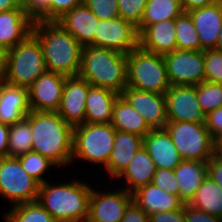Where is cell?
<instances>
[{"label":"cell","instance_id":"6da1fadb","mask_svg":"<svg viewBox=\"0 0 222 222\" xmlns=\"http://www.w3.org/2000/svg\"><path fill=\"white\" fill-rule=\"evenodd\" d=\"M30 122L32 151L48 158L56 166L72 164L74 126L57 112L31 110L25 117Z\"/></svg>","mask_w":222,"mask_h":222},{"label":"cell","instance_id":"7a4b0ae2","mask_svg":"<svg viewBox=\"0 0 222 222\" xmlns=\"http://www.w3.org/2000/svg\"><path fill=\"white\" fill-rule=\"evenodd\" d=\"M32 34L39 40L48 71L66 77L79 75L83 46L58 22H35Z\"/></svg>","mask_w":222,"mask_h":222},{"label":"cell","instance_id":"3957f363","mask_svg":"<svg viewBox=\"0 0 222 222\" xmlns=\"http://www.w3.org/2000/svg\"><path fill=\"white\" fill-rule=\"evenodd\" d=\"M92 189L81 180L58 185L46 181L39 186L37 201L57 222H87Z\"/></svg>","mask_w":222,"mask_h":222},{"label":"cell","instance_id":"277c9868","mask_svg":"<svg viewBox=\"0 0 222 222\" xmlns=\"http://www.w3.org/2000/svg\"><path fill=\"white\" fill-rule=\"evenodd\" d=\"M127 54L108 48L83 46L79 77L90 85L121 94L127 87Z\"/></svg>","mask_w":222,"mask_h":222},{"label":"cell","instance_id":"5b68a950","mask_svg":"<svg viewBox=\"0 0 222 222\" xmlns=\"http://www.w3.org/2000/svg\"><path fill=\"white\" fill-rule=\"evenodd\" d=\"M39 40L31 33L8 51L6 70L1 80L7 84L29 88L46 71Z\"/></svg>","mask_w":222,"mask_h":222},{"label":"cell","instance_id":"8992f818","mask_svg":"<svg viewBox=\"0 0 222 222\" xmlns=\"http://www.w3.org/2000/svg\"><path fill=\"white\" fill-rule=\"evenodd\" d=\"M127 87L165 94L170 88L163 55L139 45L127 54Z\"/></svg>","mask_w":222,"mask_h":222},{"label":"cell","instance_id":"52a82bcc","mask_svg":"<svg viewBox=\"0 0 222 222\" xmlns=\"http://www.w3.org/2000/svg\"><path fill=\"white\" fill-rule=\"evenodd\" d=\"M115 135L116 129L111 123L74 126L72 164L77 159L105 167L113 150Z\"/></svg>","mask_w":222,"mask_h":222},{"label":"cell","instance_id":"ba28073f","mask_svg":"<svg viewBox=\"0 0 222 222\" xmlns=\"http://www.w3.org/2000/svg\"><path fill=\"white\" fill-rule=\"evenodd\" d=\"M165 129L182 160L208 162L216 153V141L204 122L167 121Z\"/></svg>","mask_w":222,"mask_h":222},{"label":"cell","instance_id":"9c48e42d","mask_svg":"<svg viewBox=\"0 0 222 222\" xmlns=\"http://www.w3.org/2000/svg\"><path fill=\"white\" fill-rule=\"evenodd\" d=\"M39 186L17 157H0V195L12 203L11 207L37 201Z\"/></svg>","mask_w":222,"mask_h":222},{"label":"cell","instance_id":"30bf717a","mask_svg":"<svg viewBox=\"0 0 222 222\" xmlns=\"http://www.w3.org/2000/svg\"><path fill=\"white\" fill-rule=\"evenodd\" d=\"M163 57L170 86L205 82L204 51L176 49Z\"/></svg>","mask_w":222,"mask_h":222},{"label":"cell","instance_id":"8fae6325","mask_svg":"<svg viewBox=\"0 0 222 222\" xmlns=\"http://www.w3.org/2000/svg\"><path fill=\"white\" fill-rule=\"evenodd\" d=\"M138 46L135 26L122 18L99 20L94 32V47L108 48L128 54Z\"/></svg>","mask_w":222,"mask_h":222},{"label":"cell","instance_id":"7c38bea8","mask_svg":"<svg viewBox=\"0 0 222 222\" xmlns=\"http://www.w3.org/2000/svg\"><path fill=\"white\" fill-rule=\"evenodd\" d=\"M164 95L167 121L205 122L197 101V85L170 86Z\"/></svg>","mask_w":222,"mask_h":222},{"label":"cell","instance_id":"4fadbf2b","mask_svg":"<svg viewBox=\"0 0 222 222\" xmlns=\"http://www.w3.org/2000/svg\"><path fill=\"white\" fill-rule=\"evenodd\" d=\"M94 189L89 199L87 222H120L125 210L133 201V194L124 188L106 192Z\"/></svg>","mask_w":222,"mask_h":222},{"label":"cell","instance_id":"5bb4252c","mask_svg":"<svg viewBox=\"0 0 222 222\" xmlns=\"http://www.w3.org/2000/svg\"><path fill=\"white\" fill-rule=\"evenodd\" d=\"M66 76L46 70L28 88L31 110L57 112L64 91Z\"/></svg>","mask_w":222,"mask_h":222},{"label":"cell","instance_id":"9a60e30c","mask_svg":"<svg viewBox=\"0 0 222 222\" xmlns=\"http://www.w3.org/2000/svg\"><path fill=\"white\" fill-rule=\"evenodd\" d=\"M145 119L151 129H162L167 124L164 94L126 87L120 94Z\"/></svg>","mask_w":222,"mask_h":222},{"label":"cell","instance_id":"2e32d148","mask_svg":"<svg viewBox=\"0 0 222 222\" xmlns=\"http://www.w3.org/2000/svg\"><path fill=\"white\" fill-rule=\"evenodd\" d=\"M90 86L79 76L66 77L57 113L72 126L85 123V104Z\"/></svg>","mask_w":222,"mask_h":222},{"label":"cell","instance_id":"e0dca14e","mask_svg":"<svg viewBox=\"0 0 222 222\" xmlns=\"http://www.w3.org/2000/svg\"><path fill=\"white\" fill-rule=\"evenodd\" d=\"M187 13L198 32L201 51L215 49L222 27V0Z\"/></svg>","mask_w":222,"mask_h":222},{"label":"cell","instance_id":"ac0fdd59","mask_svg":"<svg viewBox=\"0 0 222 222\" xmlns=\"http://www.w3.org/2000/svg\"><path fill=\"white\" fill-rule=\"evenodd\" d=\"M143 146L157 169L174 170L182 161L170 134L165 128L152 129L143 138Z\"/></svg>","mask_w":222,"mask_h":222},{"label":"cell","instance_id":"d6986e66","mask_svg":"<svg viewBox=\"0 0 222 222\" xmlns=\"http://www.w3.org/2000/svg\"><path fill=\"white\" fill-rule=\"evenodd\" d=\"M98 21V17L85 4L74 7L56 20L82 46H94Z\"/></svg>","mask_w":222,"mask_h":222},{"label":"cell","instance_id":"ffe728a7","mask_svg":"<svg viewBox=\"0 0 222 222\" xmlns=\"http://www.w3.org/2000/svg\"><path fill=\"white\" fill-rule=\"evenodd\" d=\"M30 111L28 88L13 86L0 79V123L13 125Z\"/></svg>","mask_w":222,"mask_h":222},{"label":"cell","instance_id":"44dd1931","mask_svg":"<svg viewBox=\"0 0 222 222\" xmlns=\"http://www.w3.org/2000/svg\"><path fill=\"white\" fill-rule=\"evenodd\" d=\"M143 146V137L116 130L113 143V150L104 169L107 175L114 180L130 164L135 153Z\"/></svg>","mask_w":222,"mask_h":222},{"label":"cell","instance_id":"7402d4cb","mask_svg":"<svg viewBox=\"0 0 222 222\" xmlns=\"http://www.w3.org/2000/svg\"><path fill=\"white\" fill-rule=\"evenodd\" d=\"M138 45L149 52L165 55L177 49L175 19L149 25L138 35Z\"/></svg>","mask_w":222,"mask_h":222},{"label":"cell","instance_id":"603a6c76","mask_svg":"<svg viewBox=\"0 0 222 222\" xmlns=\"http://www.w3.org/2000/svg\"><path fill=\"white\" fill-rule=\"evenodd\" d=\"M33 24L22 6L0 12V44L11 49L32 33Z\"/></svg>","mask_w":222,"mask_h":222},{"label":"cell","instance_id":"cb8c5ba5","mask_svg":"<svg viewBox=\"0 0 222 222\" xmlns=\"http://www.w3.org/2000/svg\"><path fill=\"white\" fill-rule=\"evenodd\" d=\"M133 200L148 215L163 211H175L185 204L179 196L168 193L153 183L135 191Z\"/></svg>","mask_w":222,"mask_h":222},{"label":"cell","instance_id":"d4e9b609","mask_svg":"<svg viewBox=\"0 0 222 222\" xmlns=\"http://www.w3.org/2000/svg\"><path fill=\"white\" fill-rule=\"evenodd\" d=\"M119 95L109 89L91 85L85 104V123H111L113 106Z\"/></svg>","mask_w":222,"mask_h":222},{"label":"cell","instance_id":"484cf974","mask_svg":"<svg viewBox=\"0 0 222 222\" xmlns=\"http://www.w3.org/2000/svg\"><path fill=\"white\" fill-rule=\"evenodd\" d=\"M155 163L152 161L150 155L147 153L144 146L140 147L135 153L130 164L117 177V180L125 179L127 187L124 189L133 194L139 188L152 183L156 172Z\"/></svg>","mask_w":222,"mask_h":222},{"label":"cell","instance_id":"4316f807","mask_svg":"<svg viewBox=\"0 0 222 222\" xmlns=\"http://www.w3.org/2000/svg\"><path fill=\"white\" fill-rule=\"evenodd\" d=\"M174 173L180 187L179 197L188 204L207 177V162L182 160Z\"/></svg>","mask_w":222,"mask_h":222},{"label":"cell","instance_id":"83f0119b","mask_svg":"<svg viewBox=\"0 0 222 222\" xmlns=\"http://www.w3.org/2000/svg\"><path fill=\"white\" fill-rule=\"evenodd\" d=\"M111 125L118 131L145 137L152 129L145 119L121 95L113 106Z\"/></svg>","mask_w":222,"mask_h":222},{"label":"cell","instance_id":"f1b7e54d","mask_svg":"<svg viewBox=\"0 0 222 222\" xmlns=\"http://www.w3.org/2000/svg\"><path fill=\"white\" fill-rule=\"evenodd\" d=\"M183 12L181 0H147L140 25L136 28L138 35L149 25L176 19Z\"/></svg>","mask_w":222,"mask_h":222},{"label":"cell","instance_id":"f546056e","mask_svg":"<svg viewBox=\"0 0 222 222\" xmlns=\"http://www.w3.org/2000/svg\"><path fill=\"white\" fill-rule=\"evenodd\" d=\"M188 204L222 218V188L207 176Z\"/></svg>","mask_w":222,"mask_h":222},{"label":"cell","instance_id":"4dcf8cb0","mask_svg":"<svg viewBox=\"0 0 222 222\" xmlns=\"http://www.w3.org/2000/svg\"><path fill=\"white\" fill-rule=\"evenodd\" d=\"M3 218L5 222H57L38 201L10 207Z\"/></svg>","mask_w":222,"mask_h":222},{"label":"cell","instance_id":"1f68e13d","mask_svg":"<svg viewBox=\"0 0 222 222\" xmlns=\"http://www.w3.org/2000/svg\"><path fill=\"white\" fill-rule=\"evenodd\" d=\"M32 151V133L30 122L24 118L10 125L8 157H17Z\"/></svg>","mask_w":222,"mask_h":222},{"label":"cell","instance_id":"d6a6232c","mask_svg":"<svg viewBox=\"0 0 222 222\" xmlns=\"http://www.w3.org/2000/svg\"><path fill=\"white\" fill-rule=\"evenodd\" d=\"M175 35L177 50L201 51L198 32L187 12H183L175 19Z\"/></svg>","mask_w":222,"mask_h":222},{"label":"cell","instance_id":"836d02e7","mask_svg":"<svg viewBox=\"0 0 222 222\" xmlns=\"http://www.w3.org/2000/svg\"><path fill=\"white\" fill-rule=\"evenodd\" d=\"M197 101L204 115L222 107V84L208 81L198 84Z\"/></svg>","mask_w":222,"mask_h":222},{"label":"cell","instance_id":"e575fe53","mask_svg":"<svg viewBox=\"0 0 222 222\" xmlns=\"http://www.w3.org/2000/svg\"><path fill=\"white\" fill-rule=\"evenodd\" d=\"M17 158L19 159L24 170L40 184L47 181L42 177L43 174L47 172L46 170L53 166L56 167V165L48 158L34 151L17 156Z\"/></svg>","mask_w":222,"mask_h":222},{"label":"cell","instance_id":"d590c367","mask_svg":"<svg viewBox=\"0 0 222 222\" xmlns=\"http://www.w3.org/2000/svg\"><path fill=\"white\" fill-rule=\"evenodd\" d=\"M205 81L222 84V52L204 50Z\"/></svg>","mask_w":222,"mask_h":222},{"label":"cell","instance_id":"8d00e7d4","mask_svg":"<svg viewBox=\"0 0 222 222\" xmlns=\"http://www.w3.org/2000/svg\"><path fill=\"white\" fill-rule=\"evenodd\" d=\"M146 4L147 0H118L119 17L137 28Z\"/></svg>","mask_w":222,"mask_h":222},{"label":"cell","instance_id":"74e56055","mask_svg":"<svg viewBox=\"0 0 222 222\" xmlns=\"http://www.w3.org/2000/svg\"><path fill=\"white\" fill-rule=\"evenodd\" d=\"M21 6L34 23L50 21V0H22Z\"/></svg>","mask_w":222,"mask_h":222},{"label":"cell","instance_id":"f35d334b","mask_svg":"<svg viewBox=\"0 0 222 222\" xmlns=\"http://www.w3.org/2000/svg\"><path fill=\"white\" fill-rule=\"evenodd\" d=\"M99 20L119 17L118 0H86L84 3Z\"/></svg>","mask_w":222,"mask_h":222},{"label":"cell","instance_id":"ab89813d","mask_svg":"<svg viewBox=\"0 0 222 222\" xmlns=\"http://www.w3.org/2000/svg\"><path fill=\"white\" fill-rule=\"evenodd\" d=\"M152 183L168 193L179 196L180 187L174 170L156 169Z\"/></svg>","mask_w":222,"mask_h":222},{"label":"cell","instance_id":"60d3db41","mask_svg":"<svg viewBox=\"0 0 222 222\" xmlns=\"http://www.w3.org/2000/svg\"><path fill=\"white\" fill-rule=\"evenodd\" d=\"M204 123L215 141L222 137V107L205 115Z\"/></svg>","mask_w":222,"mask_h":222},{"label":"cell","instance_id":"b9f144b4","mask_svg":"<svg viewBox=\"0 0 222 222\" xmlns=\"http://www.w3.org/2000/svg\"><path fill=\"white\" fill-rule=\"evenodd\" d=\"M185 222H222V218L184 204Z\"/></svg>","mask_w":222,"mask_h":222},{"label":"cell","instance_id":"7bdbcfd3","mask_svg":"<svg viewBox=\"0 0 222 222\" xmlns=\"http://www.w3.org/2000/svg\"><path fill=\"white\" fill-rule=\"evenodd\" d=\"M81 4L79 0H50V21H56L64 13Z\"/></svg>","mask_w":222,"mask_h":222},{"label":"cell","instance_id":"ee69618b","mask_svg":"<svg viewBox=\"0 0 222 222\" xmlns=\"http://www.w3.org/2000/svg\"><path fill=\"white\" fill-rule=\"evenodd\" d=\"M149 222H185L184 205L175 211H163L149 215Z\"/></svg>","mask_w":222,"mask_h":222},{"label":"cell","instance_id":"f6af8a7d","mask_svg":"<svg viewBox=\"0 0 222 222\" xmlns=\"http://www.w3.org/2000/svg\"><path fill=\"white\" fill-rule=\"evenodd\" d=\"M207 176L222 188V155L217 152L207 162Z\"/></svg>","mask_w":222,"mask_h":222},{"label":"cell","instance_id":"bcb514c9","mask_svg":"<svg viewBox=\"0 0 222 222\" xmlns=\"http://www.w3.org/2000/svg\"><path fill=\"white\" fill-rule=\"evenodd\" d=\"M120 222H149V215L133 200L125 210Z\"/></svg>","mask_w":222,"mask_h":222},{"label":"cell","instance_id":"7dc6e473","mask_svg":"<svg viewBox=\"0 0 222 222\" xmlns=\"http://www.w3.org/2000/svg\"><path fill=\"white\" fill-rule=\"evenodd\" d=\"M9 128V125L0 123V157L8 154Z\"/></svg>","mask_w":222,"mask_h":222},{"label":"cell","instance_id":"c3c4849f","mask_svg":"<svg viewBox=\"0 0 222 222\" xmlns=\"http://www.w3.org/2000/svg\"><path fill=\"white\" fill-rule=\"evenodd\" d=\"M219 0H181V5L184 12H189L193 9L202 8L216 3Z\"/></svg>","mask_w":222,"mask_h":222},{"label":"cell","instance_id":"681fc988","mask_svg":"<svg viewBox=\"0 0 222 222\" xmlns=\"http://www.w3.org/2000/svg\"><path fill=\"white\" fill-rule=\"evenodd\" d=\"M8 51L9 49L0 44V79L2 78L6 70Z\"/></svg>","mask_w":222,"mask_h":222},{"label":"cell","instance_id":"f907efd6","mask_svg":"<svg viewBox=\"0 0 222 222\" xmlns=\"http://www.w3.org/2000/svg\"><path fill=\"white\" fill-rule=\"evenodd\" d=\"M21 6V0H0V12L16 9Z\"/></svg>","mask_w":222,"mask_h":222},{"label":"cell","instance_id":"816d5d0a","mask_svg":"<svg viewBox=\"0 0 222 222\" xmlns=\"http://www.w3.org/2000/svg\"><path fill=\"white\" fill-rule=\"evenodd\" d=\"M215 49L222 52V27L220 29V34L218 35L217 45Z\"/></svg>","mask_w":222,"mask_h":222},{"label":"cell","instance_id":"f5cc1de1","mask_svg":"<svg viewBox=\"0 0 222 222\" xmlns=\"http://www.w3.org/2000/svg\"><path fill=\"white\" fill-rule=\"evenodd\" d=\"M216 152L222 155V137L216 141Z\"/></svg>","mask_w":222,"mask_h":222},{"label":"cell","instance_id":"db71d44e","mask_svg":"<svg viewBox=\"0 0 222 222\" xmlns=\"http://www.w3.org/2000/svg\"><path fill=\"white\" fill-rule=\"evenodd\" d=\"M79 1H80L82 4H84L86 0H79Z\"/></svg>","mask_w":222,"mask_h":222}]
</instances>
